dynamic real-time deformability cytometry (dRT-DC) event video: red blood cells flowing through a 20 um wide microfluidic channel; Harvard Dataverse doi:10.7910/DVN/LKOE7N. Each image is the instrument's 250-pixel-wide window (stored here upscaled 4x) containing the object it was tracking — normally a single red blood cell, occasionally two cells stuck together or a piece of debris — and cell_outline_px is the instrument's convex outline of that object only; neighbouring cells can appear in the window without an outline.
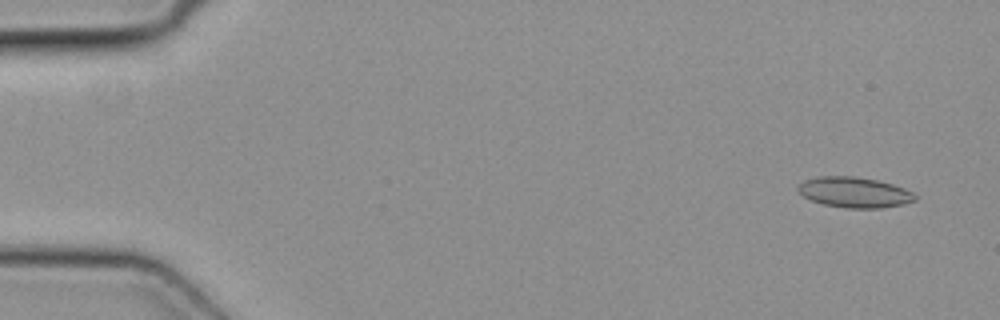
{"species": "common noctule bat (a hibernating species)", "species_latin": "Nyctalus noctula", "temperature_condition": "cold", "stored_images_in_passage": 43, "camera_frame_rate_fps": 3000, "um_per_image_px": 0.085, "animal": {"sex": "female", "body_mass_g": 19.3, "forearm_length_mm": 54.1}, "frame": {"image": 1, "passage_image": 3, "time_ms": 0.667, "image_size_px": [1000, 320], "cell_outline_px": [[916, 200], [904, 204], [880, 208], [844, 208], [824, 204], [812, 200], [804, 196], [796, 188], [804, 180], [816, 176], [856, 176], [876, 180], [892, 184], [904, 188], [912, 192], [916, 196]], "centroid_in_image_um": [72.62, 16.34], "position_along_channel_um": 12.4, "area_um2": 20.75}}
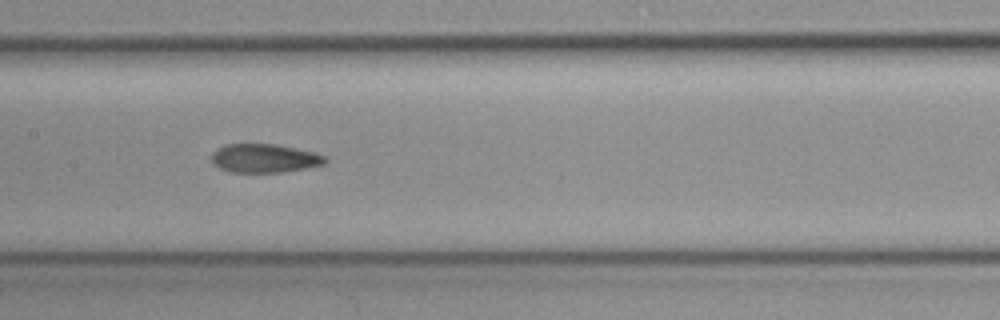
{"frame": {"image": 2, "passage_image": 25, "time_ms": 8.0, "image_size_px": [1000, 320], "cell_outline_px": [[328, 160], [324, 164], [284, 172], [232, 172], [220, 168], [212, 164], [212, 152], [216, 148], [228, 144], [276, 144], [312, 152], [324, 156]], "centroid_in_image_um": [22.44, 13.45], "position_along_channel_um": 185.0, "area_um2": 18.84}}
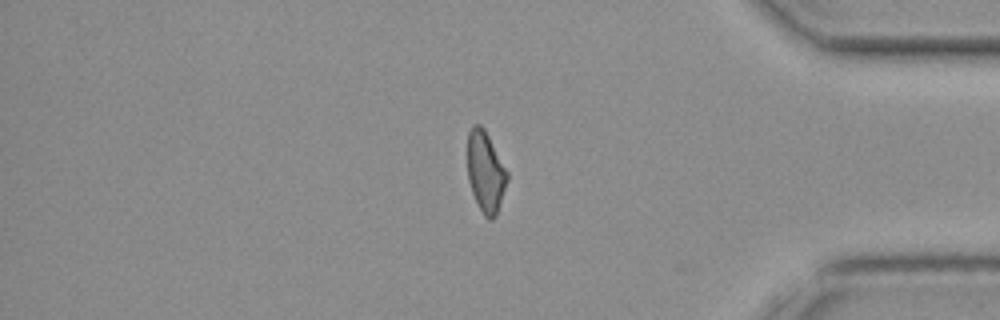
{"frame": {"image": 3, "passage_image": 42, "time_ms": 13.667, "image_size_px": [1000, 320], "cell_outline_px": [[508, 180], [496, 216], [492, 220], [488, 220], [484, 216], [472, 192], [468, 180], [468, 132], [472, 124], [480, 124], [484, 128], [508, 172]], "centroid_in_image_um": [41.27, 14.61], "position_along_channel_um": 393.9, "area_um2": 18.67}}